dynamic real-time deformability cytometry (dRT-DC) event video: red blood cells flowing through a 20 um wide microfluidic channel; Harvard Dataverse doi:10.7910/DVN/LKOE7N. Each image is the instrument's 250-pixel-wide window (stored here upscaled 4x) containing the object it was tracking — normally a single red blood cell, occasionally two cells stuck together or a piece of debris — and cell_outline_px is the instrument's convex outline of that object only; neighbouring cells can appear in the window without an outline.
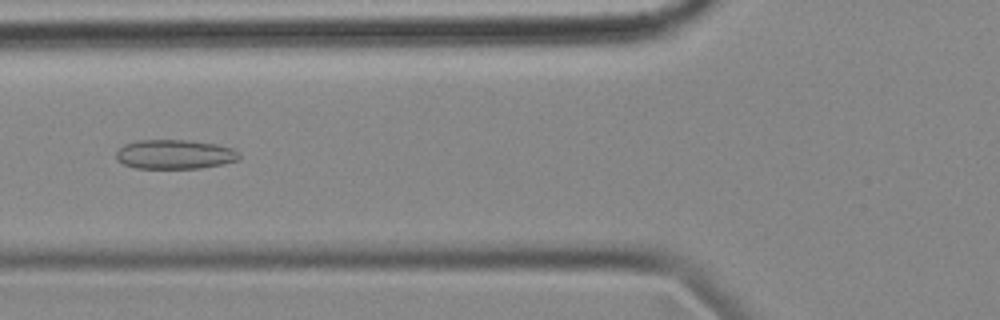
{"species": "common noctule bat (a hibernating species)", "species_latin": "Nyctalus noctula", "temperature_condition": "cold", "stored_images_in_passage": 56, "camera_frame_rate_fps": 3000, "um_per_image_px": 0.085, "animal": {"sex": "female", "body_mass_g": 18.4}, "frame": {"image": 1, "passage_image": 21, "time_ms": 6.667, "image_size_px": [1000, 320], "cell_outline_px": [[240, 160], [224, 164], [200, 168], [136, 168], [124, 164], [116, 160], [116, 152], [124, 144], [136, 140], [188, 140], [216, 144], [232, 148], [240, 152]], "centroid_in_image_um": [14.87, 13.12], "position_along_channel_um": 110.9, "area_um2": 21.21}}
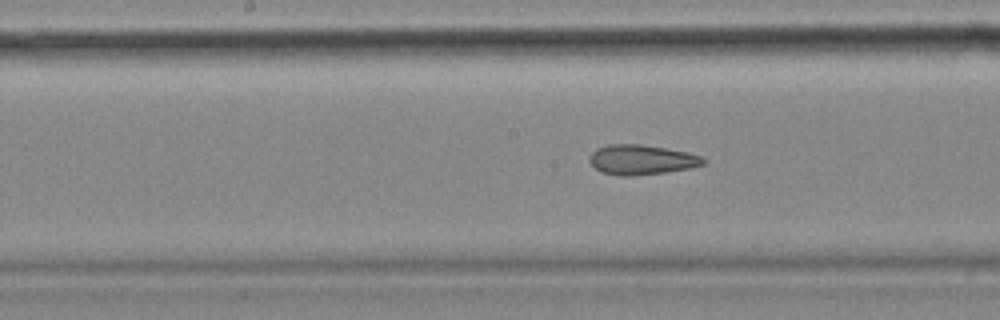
{"frame": {"image": 2, "passage_image": 28, "time_ms": 9.0, "image_size_px": [1000, 320], "cell_outline_px": [[708, 160], [704, 164], [692, 168], [664, 172], [632, 176], [620, 176], [600, 172], [588, 160], [588, 156], [596, 148], [608, 144], [640, 144], [688, 152], [700, 156]], "centroid_in_image_um": [54.51, 13.58], "position_along_channel_um": 193.7, "area_um2": 19.94}}
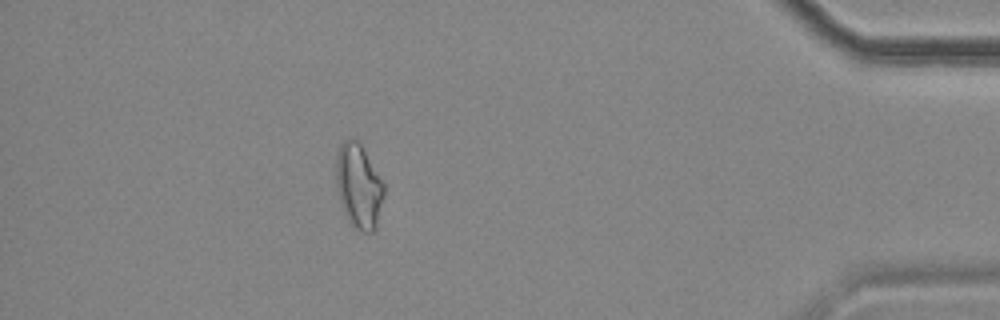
{"frame": {"image": 3, "passage_image": 50, "time_ms": 16.333, "image_size_px": [1000, 320], "cell_outline_px": [[384, 196], [376, 228], [372, 232], [364, 232], [352, 228], [348, 224], [340, 204], [336, 188], [336, 156], [340, 144], [348, 136], [352, 136], [360, 144], [384, 184]], "centroid_in_image_um": [30.46, 15.85], "position_along_channel_um": 404.7, "area_um2": 23.93}, "authors_computed_cell_mechanics": {"area_um2": 22.0796, "velocity_mm_per_s": 3.543, "shape_relaxation_time_tau1_ms": null, "shape_relaxation_time_tau2_ms": 3.2509, "deformation_change_tau1": null, "deformation_change_tau2": 0.1186}}